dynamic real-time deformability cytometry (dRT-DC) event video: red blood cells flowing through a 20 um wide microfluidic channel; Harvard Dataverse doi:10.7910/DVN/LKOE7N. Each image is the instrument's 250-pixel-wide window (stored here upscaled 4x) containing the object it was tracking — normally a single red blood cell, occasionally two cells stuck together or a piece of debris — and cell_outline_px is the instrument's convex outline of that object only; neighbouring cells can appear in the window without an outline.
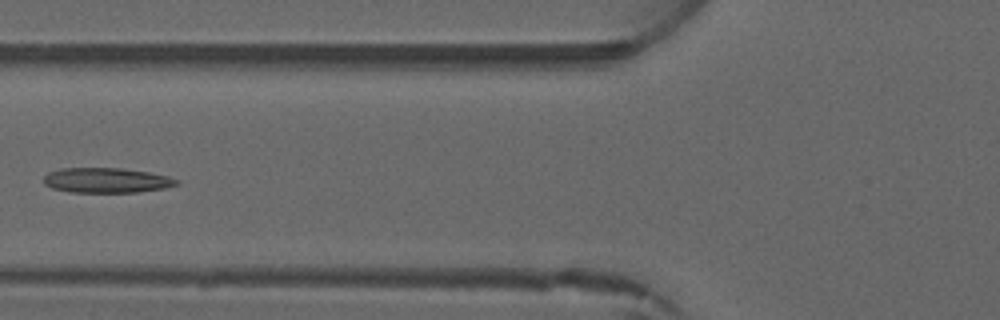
{"species": "common noctule bat (a hibernating species)", "species_latin": "Nyctalus noctula", "temperature_condition": "warm", "stored_images_in_passage": 6, "camera_frame_rate_fps": 3000, "um_per_image_px": 0.085, "animal": {"sex": "male", "forearm_length_mm": 52.5}, "frame": {"image": 1, "passage_image": 6, "time_ms": 5.667, "image_size_px": [1000, 320], "cell_outline_px": [[180, 184], [164, 188], [136, 192], [68, 192], [52, 188], [44, 184], [44, 176], [48, 172], [60, 168], [120, 168], [148, 172], [168, 176], [180, 180]], "centroid_in_image_um": [9.05, 15.32], "position_along_channel_um": 116.8, "area_um2": 19.42}}